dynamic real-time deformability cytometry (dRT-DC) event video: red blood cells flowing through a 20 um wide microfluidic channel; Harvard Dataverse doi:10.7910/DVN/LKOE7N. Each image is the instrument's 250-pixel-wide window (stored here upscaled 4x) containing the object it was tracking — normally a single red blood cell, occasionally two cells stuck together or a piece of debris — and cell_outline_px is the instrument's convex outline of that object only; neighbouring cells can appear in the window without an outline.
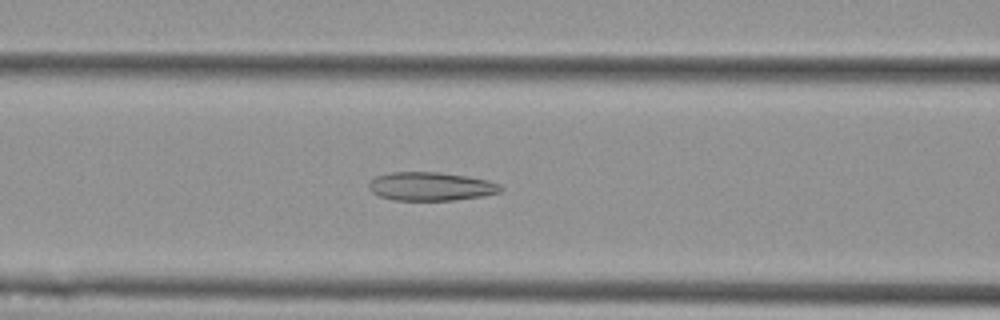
{"species": "Egyptian fruit bat (a non-hibernating species)", "species_latin": "Rousettus aegyptiacus", "temperature_condition": "cold", "stored_images_in_passage": 55, "camera_frame_rate_fps": 3000, "um_per_image_px": 0.085, "animal": {"sex": "female"}, "frame": {"image": 1, "passage_image": 22, "time_ms": 7.0, "image_size_px": [1000, 320], "cell_outline_px": [[504, 188], [500, 192], [484, 196], [452, 200], [392, 200], [380, 196], [372, 192], [368, 188], [368, 184], [376, 176], [388, 172], [440, 172], [468, 176], [488, 180], [500, 184]], "centroid_in_image_um": [36.63, 15.84], "position_along_channel_um": 130.0, "area_um2": 22.08}}
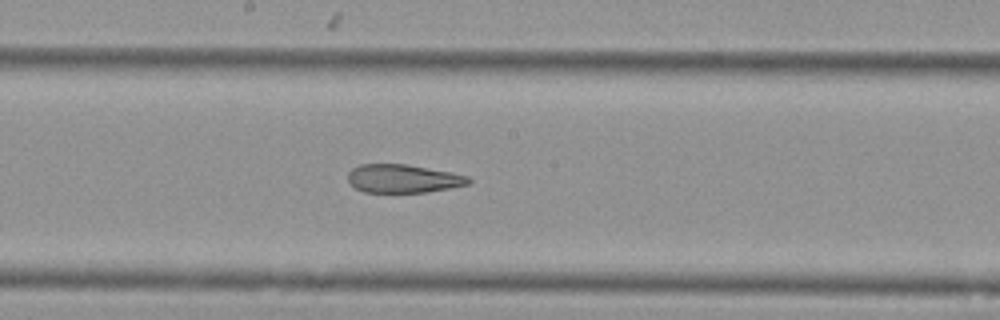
{"frame": {"image": 2, "passage_image": 29, "time_ms": 9.333, "image_size_px": [1000, 320], "cell_outline_px": [[472, 184], [452, 188], [428, 192], [364, 192], [356, 188], [348, 180], [348, 172], [352, 168], [360, 164], [408, 164], [452, 172], [468, 176], [472, 180]], "centroid_in_image_um": [34.32, 15.18], "position_along_channel_um": 213.9, "area_um2": 20.17}}
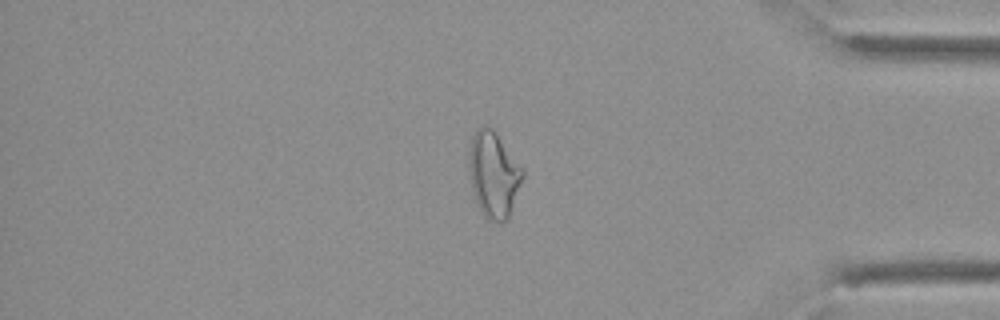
{"frame": {"image": 3, "passage_image": 46, "time_ms": 15.0, "image_size_px": [1000, 320], "cell_outline_px": [[524, 176], [508, 220], [488, 220], [480, 212], [472, 188], [468, 172], [468, 144], [472, 136], [484, 124], [488, 124], [496, 132], [524, 168]], "centroid_in_image_um": [41.95, 14.79], "position_along_channel_um": 393.3, "area_um2": 27.28}, "authors_computed_cell_mechanics": {"area_um2": 25.7788, "velocity_mm_per_s": 3.6146, "shape_relaxation_time_tau1_ms": null, "shape_relaxation_time_tau2_ms": 3.6098, "deformation_change_tau1": null, "deformation_change_tau2": 0.1295}}